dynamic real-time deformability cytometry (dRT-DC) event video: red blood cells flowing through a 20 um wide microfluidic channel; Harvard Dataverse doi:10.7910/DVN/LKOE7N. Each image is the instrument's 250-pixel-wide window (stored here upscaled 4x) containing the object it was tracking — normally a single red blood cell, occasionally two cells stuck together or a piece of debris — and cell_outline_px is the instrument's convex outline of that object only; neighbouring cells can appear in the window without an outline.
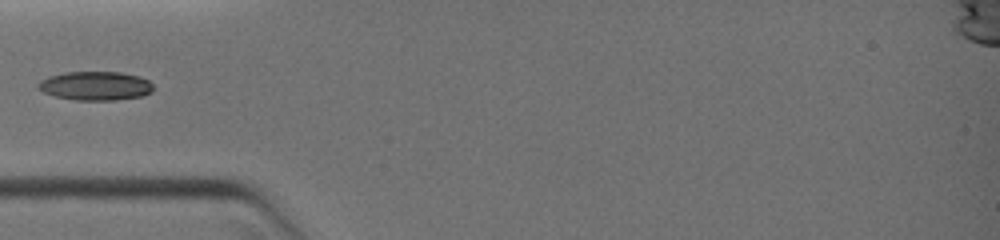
{"species": "common noctule bat (a hibernating species)", "species_latin": "Nyctalus noctula", "temperature_condition": "warm", "stored_images_in_passage": 14, "camera_frame_rate_fps": 3000, "um_per_image_px": 0.085, "animal": {"sex": "female", "body_mass_g": 19.0, "forearm_length_mm": 51.5}, "frame": {"image": 1, "passage_image": 1, "time_ms": 0.0, "image_size_px": [1000, 240], "cell_outline_px": [[152, 92], [140, 96], [116, 100], [76, 100], [56, 96], [44, 92], [36, 88], [36, 84], [40, 80], [48, 76], [64, 72], [120, 72], [140, 76], [148, 80], [152, 84]], "centroid_in_image_um": [8.08, 7.29], "position_along_channel_um": 76.9, "area_um2": 19.42}}
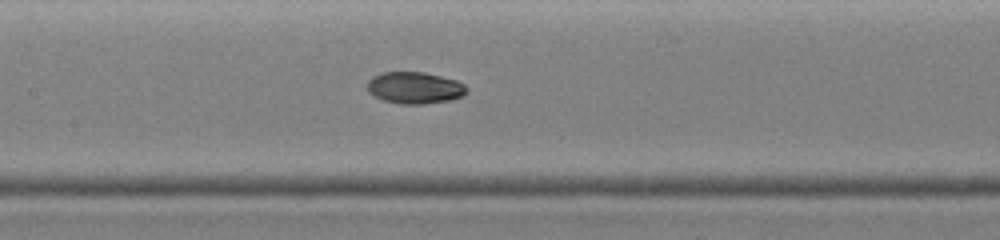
{"frame": {"image": 2, "passage_image": 7, "time_ms": 2.0, "image_size_px": [1000, 240], "cell_outline_px": [[468, 92], [464, 96], [452, 100], [424, 104], [400, 104], [384, 100], [368, 92], [368, 80], [372, 76], [380, 72], [424, 72], [456, 80], [464, 84], [468, 88]], "centroid_in_image_um": [35.28, 7.46], "position_along_channel_um": 172.1, "area_um2": 18.55}}
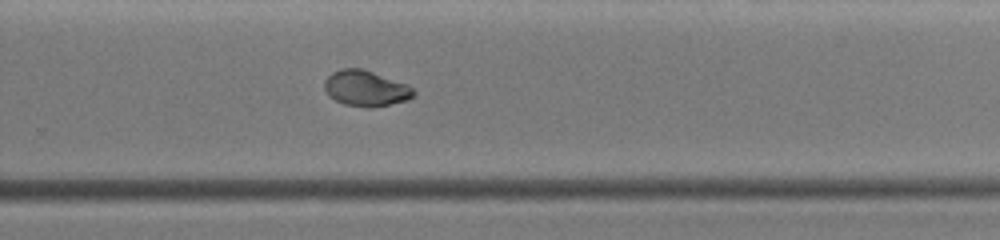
{"frame": {"image": 3, "passage_image": 14, "time_ms": 4.667, "image_size_px": [1000, 240], "cell_outline_px": [[416, 96], [408, 100], [372, 108], [364, 108], [344, 104], [328, 96], [324, 88], [324, 80], [332, 72], [340, 68], [364, 68], [408, 84], [416, 92]], "centroid_in_image_um": [31.11, 7.51], "position_along_channel_um": 298.7, "area_um2": 19.02}}